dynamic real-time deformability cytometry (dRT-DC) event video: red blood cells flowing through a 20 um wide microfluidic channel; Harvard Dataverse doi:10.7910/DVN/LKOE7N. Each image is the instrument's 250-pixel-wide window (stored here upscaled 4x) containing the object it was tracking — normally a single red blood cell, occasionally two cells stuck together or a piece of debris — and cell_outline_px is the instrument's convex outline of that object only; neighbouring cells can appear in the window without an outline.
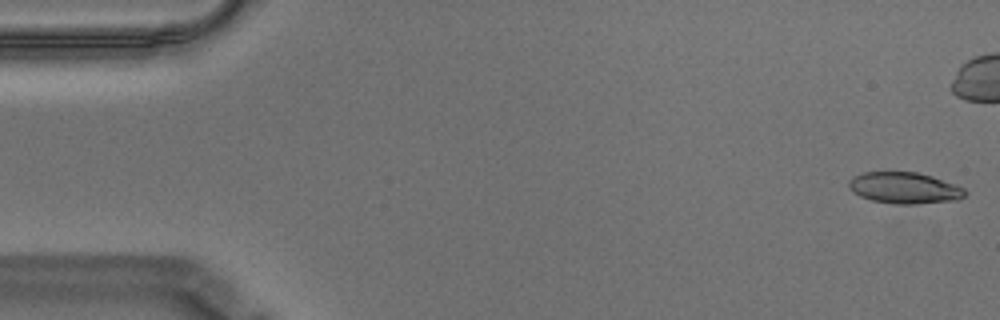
{"species": "Egyptian fruit bat (a non-hibernating species)", "species_latin": "Rousettus aegyptiacus", "temperature_condition": "warm", "stored_images_in_passage": 46, "camera_frame_rate_fps": 3000, "um_per_image_px": 0.085, "animal": {"sex": "male"}, "frame": {"image": 1, "passage_image": 1, "time_ms": 0.0, "image_size_px": [1000, 320], "cell_outline_px": [[968, 192], [960, 200], [916, 204], [896, 204], [872, 200], [860, 196], [852, 192], [848, 188], [848, 180], [852, 176], [864, 172], [916, 172], [932, 176], [956, 184], [964, 188]], "centroid_in_image_um": [76.88, 15.98], "position_along_channel_um": 8.1, "area_um2": 21.5}}
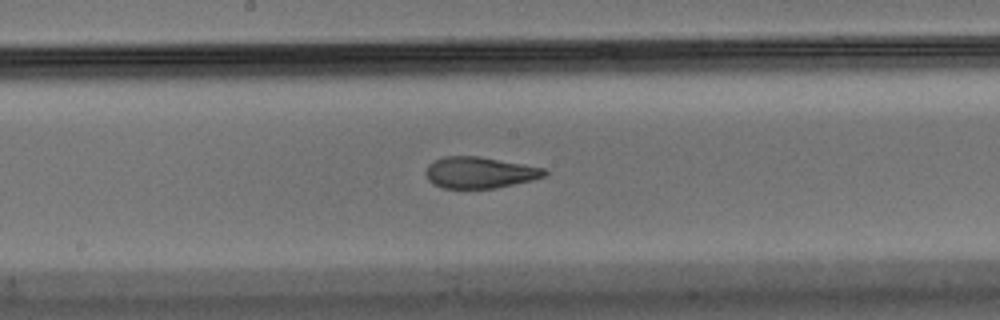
{"frame": {"image": 2, "passage_image": 29, "time_ms": 9.333, "image_size_px": [1000, 320], "cell_outline_px": [[548, 172], [544, 176], [532, 180], [496, 188], [444, 188], [432, 184], [428, 180], [424, 172], [428, 164], [444, 156], [480, 156], [524, 164], [544, 168]], "centroid_in_image_um": [40.74, 14.66], "position_along_channel_um": 207.5, "area_um2": 21.73}}
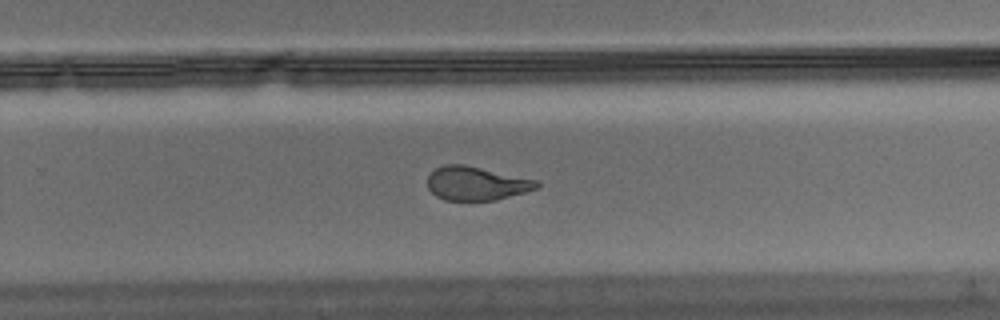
{"frame": {"image": 3, "passage_image": 36, "time_ms": 11.667, "image_size_px": [1000, 320], "cell_outline_px": [[540, 188], [496, 200], [444, 200], [436, 196], [428, 188], [428, 176], [436, 168], [444, 164], [464, 164], [540, 180]], "centroid_in_image_um": [40.53, 15.58], "position_along_channel_um": 289.3, "area_um2": 21.68}}